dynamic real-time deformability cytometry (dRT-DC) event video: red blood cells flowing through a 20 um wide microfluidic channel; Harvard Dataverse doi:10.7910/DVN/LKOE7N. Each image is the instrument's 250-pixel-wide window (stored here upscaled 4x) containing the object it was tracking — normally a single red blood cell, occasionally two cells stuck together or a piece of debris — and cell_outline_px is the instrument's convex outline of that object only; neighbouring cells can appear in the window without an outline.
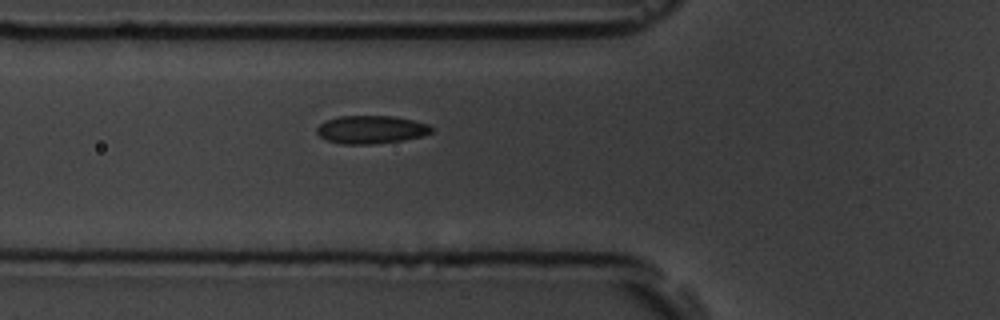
{"species": "common noctule bat (a hibernating species)", "species_latin": "Nyctalus noctula", "temperature_condition": "room temperature", "stored_images_in_passage": 2, "camera_frame_rate_fps": 3000, "um_per_image_px": 0.085, "animal": {"sex": "male", "body_mass_g": 19.5, "forearm_length_mm": 54.6}, "frame": {"image": 1, "passage_image": 2, "time_ms": 1.0, "image_size_px": [1000, 320], "cell_outline_px": [[432, 132], [424, 136], [404, 140], [372, 144], [340, 144], [328, 140], [320, 136], [316, 132], [316, 128], [320, 124], [336, 116], [392, 116], [412, 120], [428, 124], [432, 128]], "centroid_in_image_um": [31.54, 11.02], "position_along_channel_um": 94.3, "area_um2": 18.73}}